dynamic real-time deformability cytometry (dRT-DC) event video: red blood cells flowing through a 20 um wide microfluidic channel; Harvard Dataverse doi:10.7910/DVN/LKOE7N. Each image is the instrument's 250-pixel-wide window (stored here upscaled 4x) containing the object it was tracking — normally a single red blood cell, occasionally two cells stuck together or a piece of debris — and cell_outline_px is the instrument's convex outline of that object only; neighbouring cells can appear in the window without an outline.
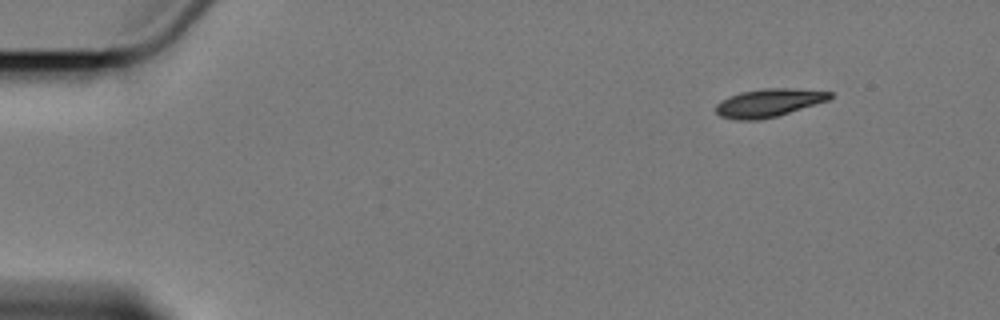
{"species": "Egyptian fruit bat (a non-hibernating species)", "species_latin": "Rousettus aegyptiacus", "temperature_condition": "cold", "stored_images_in_passage": 4, "camera_frame_rate_fps": 3000, "um_per_image_px": 0.085, "animal": {"sex": "female"}, "frame": {"image": 1, "passage_image": 1, "time_ms": 0.0, "image_size_px": [1000, 320], "cell_outline_px": [[832, 96], [828, 100], [776, 116], [760, 120], [736, 120], [720, 116], [716, 112], [716, 104], [728, 96], [740, 92], [764, 88], [788, 88], [832, 92]], "centroid_in_image_um": [65.29, 8.74], "position_along_channel_um": 19.7, "area_um2": 18.5}}